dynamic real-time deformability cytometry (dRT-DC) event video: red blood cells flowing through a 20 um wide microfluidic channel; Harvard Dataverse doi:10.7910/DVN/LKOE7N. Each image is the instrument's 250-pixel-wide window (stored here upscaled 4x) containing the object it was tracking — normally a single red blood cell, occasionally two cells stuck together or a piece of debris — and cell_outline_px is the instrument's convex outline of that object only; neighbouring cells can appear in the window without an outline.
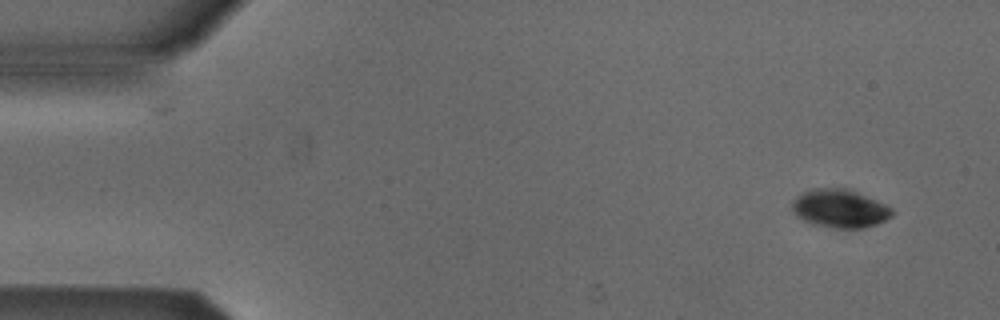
{"species": "Egyptian fruit bat (a non-hibernating species)", "species_latin": "Rousettus aegyptiacus", "temperature_condition": "cold", "stored_images_in_passage": 6, "camera_frame_rate_fps": 3000, "um_per_image_px": 0.085, "animal": {"sex": "male"}, "frame": {"image": 1, "passage_image": 1, "time_ms": 0.0, "image_size_px": [1000, 320], "cell_outline_px": [[896, 212], [892, 216], [876, 224], [864, 228], [836, 228], [816, 224], [804, 220], [796, 216], [792, 208], [792, 200], [804, 192], [816, 188], [848, 188], [876, 200], [892, 208]], "centroid_in_image_um": [71.41, 17.72], "position_along_channel_um": 13.6, "area_um2": 22.14}}
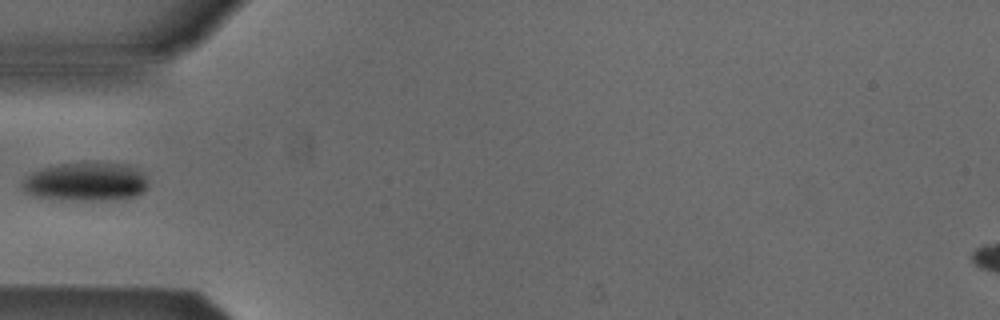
{"frame": {"image": 2, "passage_image": 5, "time_ms": 4.667, "image_size_px": [1000, 320], "cell_outline_px": [[148, 184], [144, 192], [136, 196], [124, 200], [52, 200], [32, 196], [24, 192], [20, 184], [32, 172], [44, 168], [60, 164], [84, 160], [128, 164], [136, 168], [148, 180]], "centroid_in_image_um": [7.31, 15.45], "position_along_channel_um": 77.7, "area_um2": 29.48}}
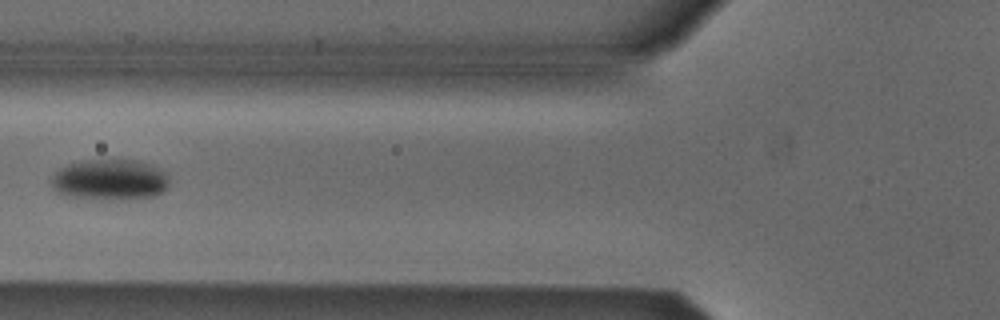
{"frame": {"image": 3, "passage_image": 6, "time_ms": 5.667, "image_size_px": [1000, 320], "cell_outline_px": [[168, 188], [156, 196], [120, 200], [68, 196], [56, 192], [52, 188], [48, 180], [60, 168], [68, 164], [84, 160], [136, 160], [148, 164], [164, 172], [168, 180]], "centroid_in_image_um": [9.3, 15.29], "position_along_channel_um": 116.5, "area_um2": 28.09}}